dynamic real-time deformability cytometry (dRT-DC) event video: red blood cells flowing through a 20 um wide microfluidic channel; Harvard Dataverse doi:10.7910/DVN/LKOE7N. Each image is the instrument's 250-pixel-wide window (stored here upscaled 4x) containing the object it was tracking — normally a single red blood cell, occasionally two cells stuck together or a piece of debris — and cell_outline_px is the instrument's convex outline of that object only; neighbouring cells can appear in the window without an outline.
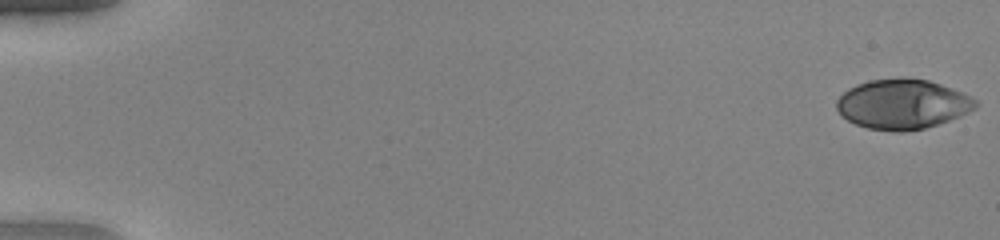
{"species": "human", "species_latin": "Homo sapiens", "temperature_condition": "warm", "stored_images_in_passage": 52, "camera_frame_rate_fps": 3000, "um_per_image_px": 0.085, "donor": {"sex": "female"}, "frame": {"image": 1, "passage_image": 1, "time_ms": 0.0, "image_size_px": [1000, 240], "cell_outline_px": [[976, 108], [960, 116], [924, 128], [900, 132], [892, 132], [868, 128], [856, 124], [840, 116], [836, 108], [836, 100], [848, 88], [856, 84], [868, 80], [900, 76], [928, 80], [964, 92], [976, 100]], "centroid_in_image_um": [76.68, 8.83], "position_along_channel_um": 8.3, "area_um2": 40.69}}
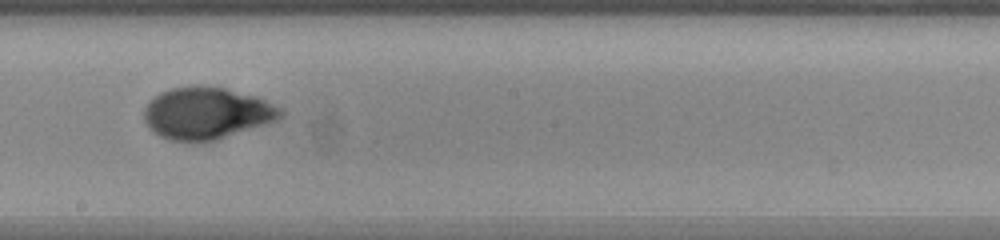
{"frame": {"image": 2, "passage_image": 31, "time_ms": 10.0, "image_size_px": [1000, 240], "cell_outline_px": [[284, 116], [280, 120], [216, 140], [172, 140], [160, 136], [152, 132], [148, 128], [144, 120], [144, 108], [160, 92], [172, 88], [192, 84], [196, 84], [224, 88], [256, 96], [284, 108]], "centroid_in_image_um": [17.62, 9.6], "position_along_channel_um": 230.6, "area_um2": 41.56}}
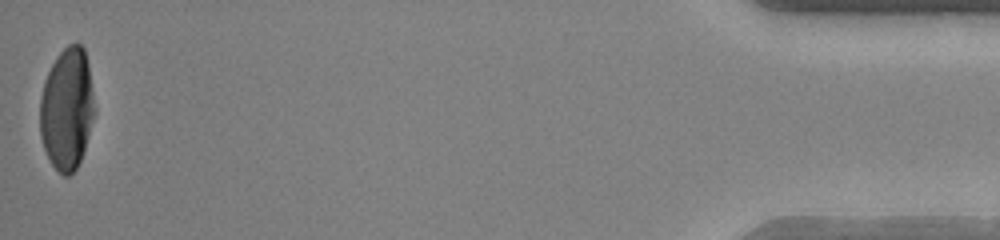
{"frame": {"image": 3, "passage_image": 52, "time_ms": 17.0, "image_size_px": [1000, 240], "cell_outline_px": [[96, 112], [80, 160], [76, 168], [68, 176], [64, 176], [52, 164], [44, 148], [40, 136], [40, 96], [44, 80], [56, 56], [68, 44], [76, 40], [84, 48], [88, 64], [96, 108]], "centroid_in_image_um": [5.7, 9.21], "position_along_channel_um": 429.5, "area_um2": 39.02}, "authors_computed_cell_mechanics": {"area_um2": 40.2577, "velocity_mm_per_s": 4.052, "shape_relaxation_time_tau1_ms": 6.1171, "shape_relaxation_time_tau2_ms": null, "deformation_change_tau1": 0.3041, "deformation_change_tau2": null}}